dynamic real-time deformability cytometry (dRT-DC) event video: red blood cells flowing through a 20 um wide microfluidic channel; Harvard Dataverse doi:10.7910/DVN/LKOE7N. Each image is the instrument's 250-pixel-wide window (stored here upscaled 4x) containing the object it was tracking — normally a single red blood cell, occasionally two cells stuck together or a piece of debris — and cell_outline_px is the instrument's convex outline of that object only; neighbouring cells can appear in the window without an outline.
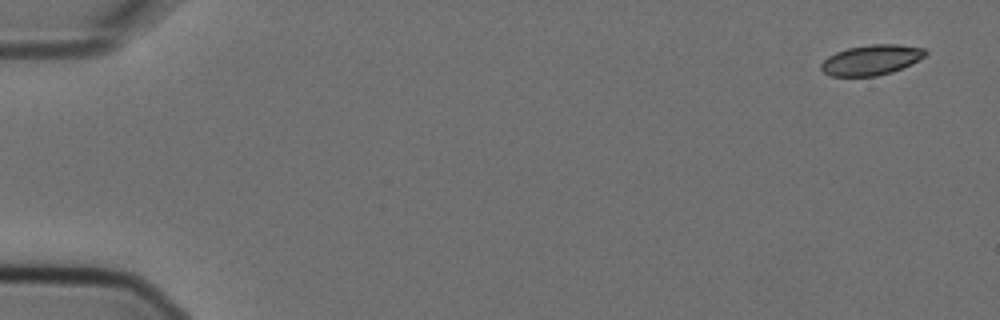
{"species": "Egyptian fruit bat (a non-hibernating species)", "species_latin": "Rousettus aegyptiacus", "temperature_condition": "cold", "stored_images_in_passage": 5, "camera_frame_rate_fps": 3000, "um_per_image_px": 0.085, "animal": {"sex": "female"}, "frame": {"image": 1, "passage_image": 1, "time_ms": 0.0, "image_size_px": [1000, 320], "cell_outline_px": [[928, 52], [924, 56], [912, 64], [892, 72], [876, 76], [832, 76], [824, 72], [820, 68], [820, 64], [828, 56], [836, 52], [848, 48], [872, 44], [896, 44], [924, 48]], "centroid_in_image_um": [74.06, 5.09], "position_along_channel_um": 10.9, "area_um2": 18.32}}
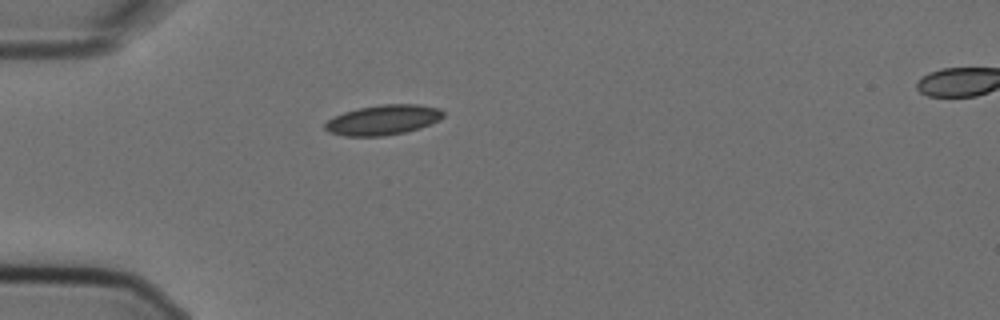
{"frame": {"image": 2, "passage_image": 4, "time_ms": 1.0, "image_size_px": [1000, 320], "cell_outline_px": [[444, 116], [440, 120], [432, 124], [420, 128], [404, 132], [384, 136], [344, 136], [328, 132], [324, 128], [324, 124], [328, 120], [344, 112], [360, 108], [380, 104], [416, 104], [440, 108], [444, 112]], "centroid_in_image_um": [32.59, 10.19], "position_along_channel_um": 52.4, "area_um2": 20.75}}